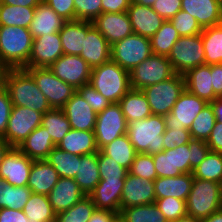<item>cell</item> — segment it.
Listing matches in <instances>:
<instances>
[{
    "label": "cell",
    "mask_w": 222,
    "mask_h": 222,
    "mask_svg": "<svg viewBox=\"0 0 222 222\" xmlns=\"http://www.w3.org/2000/svg\"><path fill=\"white\" fill-rule=\"evenodd\" d=\"M4 88L8 91L13 106L28 107L42 114L52 109L26 69H9L5 76Z\"/></svg>",
    "instance_id": "obj_1"
},
{
    "label": "cell",
    "mask_w": 222,
    "mask_h": 222,
    "mask_svg": "<svg viewBox=\"0 0 222 222\" xmlns=\"http://www.w3.org/2000/svg\"><path fill=\"white\" fill-rule=\"evenodd\" d=\"M28 28L0 26V59L9 69L24 68L32 50Z\"/></svg>",
    "instance_id": "obj_2"
},
{
    "label": "cell",
    "mask_w": 222,
    "mask_h": 222,
    "mask_svg": "<svg viewBox=\"0 0 222 222\" xmlns=\"http://www.w3.org/2000/svg\"><path fill=\"white\" fill-rule=\"evenodd\" d=\"M89 84L111 103H119L131 89L130 72L110 59L92 69Z\"/></svg>",
    "instance_id": "obj_3"
},
{
    "label": "cell",
    "mask_w": 222,
    "mask_h": 222,
    "mask_svg": "<svg viewBox=\"0 0 222 222\" xmlns=\"http://www.w3.org/2000/svg\"><path fill=\"white\" fill-rule=\"evenodd\" d=\"M165 131L164 116L152 114L146 119L128 123L126 134L137 153L154 155L164 150Z\"/></svg>",
    "instance_id": "obj_4"
},
{
    "label": "cell",
    "mask_w": 222,
    "mask_h": 222,
    "mask_svg": "<svg viewBox=\"0 0 222 222\" xmlns=\"http://www.w3.org/2000/svg\"><path fill=\"white\" fill-rule=\"evenodd\" d=\"M221 209L219 183L194 178L186 200L187 215L200 221Z\"/></svg>",
    "instance_id": "obj_5"
},
{
    "label": "cell",
    "mask_w": 222,
    "mask_h": 222,
    "mask_svg": "<svg viewBox=\"0 0 222 222\" xmlns=\"http://www.w3.org/2000/svg\"><path fill=\"white\" fill-rule=\"evenodd\" d=\"M185 89L183 75L174 74L171 78L142 89L153 115L166 116L171 113L180 94Z\"/></svg>",
    "instance_id": "obj_6"
},
{
    "label": "cell",
    "mask_w": 222,
    "mask_h": 222,
    "mask_svg": "<svg viewBox=\"0 0 222 222\" xmlns=\"http://www.w3.org/2000/svg\"><path fill=\"white\" fill-rule=\"evenodd\" d=\"M176 74L184 75L190 69L205 64V51L201 34L181 36L168 57Z\"/></svg>",
    "instance_id": "obj_7"
},
{
    "label": "cell",
    "mask_w": 222,
    "mask_h": 222,
    "mask_svg": "<svg viewBox=\"0 0 222 222\" xmlns=\"http://www.w3.org/2000/svg\"><path fill=\"white\" fill-rule=\"evenodd\" d=\"M152 54L150 38L135 33L111 45V60L128 72Z\"/></svg>",
    "instance_id": "obj_8"
},
{
    "label": "cell",
    "mask_w": 222,
    "mask_h": 222,
    "mask_svg": "<svg viewBox=\"0 0 222 222\" xmlns=\"http://www.w3.org/2000/svg\"><path fill=\"white\" fill-rule=\"evenodd\" d=\"M174 74L175 72L167 57L152 54L130 72V86L131 89L142 90L165 81Z\"/></svg>",
    "instance_id": "obj_9"
},
{
    "label": "cell",
    "mask_w": 222,
    "mask_h": 222,
    "mask_svg": "<svg viewBox=\"0 0 222 222\" xmlns=\"http://www.w3.org/2000/svg\"><path fill=\"white\" fill-rule=\"evenodd\" d=\"M23 69H26L32 75L51 108L61 109L77 91L74 87L55 76L49 68Z\"/></svg>",
    "instance_id": "obj_10"
},
{
    "label": "cell",
    "mask_w": 222,
    "mask_h": 222,
    "mask_svg": "<svg viewBox=\"0 0 222 222\" xmlns=\"http://www.w3.org/2000/svg\"><path fill=\"white\" fill-rule=\"evenodd\" d=\"M127 125L119 103H111L102 112L97 113L94 135L98 150L126 134Z\"/></svg>",
    "instance_id": "obj_11"
},
{
    "label": "cell",
    "mask_w": 222,
    "mask_h": 222,
    "mask_svg": "<svg viewBox=\"0 0 222 222\" xmlns=\"http://www.w3.org/2000/svg\"><path fill=\"white\" fill-rule=\"evenodd\" d=\"M43 114L28 107L13 106L2 137L10 147H17L41 125Z\"/></svg>",
    "instance_id": "obj_12"
},
{
    "label": "cell",
    "mask_w": 222,
    "mask_h": 222,
    "mask_svg": "<svg viewBox=\"0 0 222 222\" xmlns=\"http://www.w3.org/2000/svg\"><path fill=\"white\" fill-rule=\"evenodd\" d=\"M49 69L76 90L89 84L92 68L79 55L63 54Z\"/></svg>",
    "instance_id": "obj_13"
},
{
    "label": "cell",
    "mask_w": 222,
    "mask_h": 222,
    "mask_svg": "<svg viewBox=\"0 0 222 222\" xmlns=\"http://www.w3.org/2000/svg\"><path fill=\"white\" fill-rule=\"evenodd\" d=\"M208 102L190 93L187 89L180 94L171 113L164 116L166 129L171 127H184L189 129L198 113Z\"/></svg>",
    "instance_id": "obj_14"
},
{
    "label": "cell",
    "mask_w": 222,
    "mask_h": 222,
    "mask_svg": "<svg viewBox=\"0 0 222 222\" xmlns=\"http://www.w3.org/2000/svg\"><path fill=\"white\" fill-rule=\"evenodd\" d=\"M157 177H175L191 173L188 143L152 155Z\"/></svg>",
    "instance_id": "obj_15"
},
{
    "label": "cell",
    "mask_w": 222,
    "mask_h": 222,
    "mask_svg": "<svg viewBox=\"0 0 222 222\" xmlns=\"http://www.w3.org/2000/svg\"><path fill=\"white\" fill-rule=\"evenodd\" d=\"M34 160L22 153L17 147H10L0 164V178L14 186H27Z\"/></svg>",
    "instance_id": "obj_16"
},
{
    "label": "cell",
    "mask_w": 222,
    "mask_h": 222,
    "mask_svg": "<svg viewBox=\"0 0 222 222\" xmlns=\"http://www.w3.org/2000/svg\"><path fill=\"white\" fill-rule=\"evenodd\" d=\"M59 32L33 39L29 61L24 68H49L63 55Z\"/></svg>",
    "instance_id": "obj_17"
},
{
    "label": "cell",
    "mask_w": 222,
    "mask_h": 222,
    "mask_svg": "<svg viewBox=\"0 0 222 222\" xmlns=\"http://www.w3.org/2000/svg\"><path fill=\"white\" fill-rule=\"evenodd\" d=\"M155 201L154 181L128 172L122 189L121 210L131 206L153 204Z\"/></svg>",
    "instance_id": "obj_18"
},
{
    "label": "cell",
    "mask_w": 222,
    "mask_h": 222,
    "mask_svg": "<svg viewBox=\"0 0 222 222\" xmlns=\"http://www.w3.org/2000/svg\"><path fill=\"white\" fill-rule=\"evenodd\" d=\"M92 23L110 45L134 33L127 11L101 13Z\"/></svg>",
    "instance_id": "obj_19"
},
{
    "label": "cell",
    "mask_w": 222,
    "mask_h": 222,
    "mask_svg": "<svg viewBox=\"0 0 222 222\" xmlns=\"http://www.w3.org/2000/svg\"><path fill=\"white\" fill-rule=\"evenodd\" d=\"M61 109L69 120L71 129L94 131L97 113L92 110V107L78 91Z\"/></svg>",
    "instance_id": "obj_20"
},
{
    "label": "cell",
    "mask_w": 222,
    "mask_h": 222,
    "mask_svg": "<svg viewBox=\"0 0 222 222\" xmlns=\"http://www.w3.org/2000/svg\"><path fill=\"white\" fill-rule=\"evenodd\" d=\"M79 56L92 69L111 59V45L90 21H87V35L84 39V48Z\"/></svg>",
    "instance_id": "obj_21"
},
{
    "label": "cell",
    "mask_w": 222,
    "mask_h": 222,
    "mask_svg": "<svg viewBox=\"0 0 222 222\" xmlns=\"http://www.w3.org/2000/svg\"><path fill=\"white\" fill-rule=\"evenodd\" d=\"M124 183L125 179H101L89 195L96 209L110 210L120 214Z\"/></svg>",
    "instance_id": "obj_22"
},
{
    "label": "cell",
    "mask_w": 222,
    "mask_h": 222,
    "mask_svg": "<svg viewBox=\"0 0 222 222\" xmlns=\"http://www.w3.org/2000/svg\"><path fill=\"white\" fill-rule=\"evenodd\" d=\"M127 13L133 32L147 38H151L165 22V19L150 6H141L131 2Z\"/></svg>",
    "instance_id": "obj_23"
},
{
    "label": "cell",
    "mask_w": 222,
    "mask_h": 222,
    "mask_svg": "<svg viewBox=\"0 0 222 222\" xmlns=\"http://www.w3.org/2000/svg\"><path fill=\"white\" fill-rule=\"evenodd\" d=\"M86 196L72 178L60 177L48 194V199L56 214L68 210Z\"/></svg>",
    "instance_id": "obj_24"
},
{
    "label": "cell",
    "mask_w": 222,
    "mask_h": 222,
    "mask_svg": "<svg viewBox=\"0 0 222 222\" xmlns=\"http://www.w3.org/2000/svg\"><path fill=\"white\" fill-rule=\"evenodd\" d=\"M181 10L194 17L202 28L221 24L222 5L217 0H182Z\"/></svg>",
    "instance_id": "obj_25"
},
{
    "label": "cell",
    "mask_w": 222,
    "mask_h": 222,
    "mask_svg": "<svg viewBox=\"0 0 222 222\" xmlns=\"http://www.w3.org/2000/svg\"><path fill=\"white\" fill-rule=\"evenodd\" d=\"M185 89L208 103L219 98L213 91L211 65L203 64L190 69L184 75Z\"/></svg>",
    "instance_id": "obj_26"
},
{
    "label": "cell",
    "mask_w": 222,
    "mask_h": 222,
    "mask_svg": "<svg viewBox=\"0 0 222 222\" xmlns=\"http://www.w3.org/2000/svg\"><path fill=\"white\" fill-rule=\"evenodd\" d=\"M67 21L42 1L36 8L29 31L34 38L60 32Z\"/></svg>",
    "instance_id": "obj_27"
},
{
    "label": "cell",
    "mask_w": 222,
    "mask_h": 222,
    "mask_svg": "<svg viewBox=\"0 0 222 222\" xmlns=\"http://www.w3.org/2000/svg\"><path fill=\"white\" fill-rule=\"evenodd\" d=\"M193 179V173L180 174L175 177H157L154 180L156 199L172 196L186 201Z\"/></svg>",
    "instance_id": "obj_28"
},
{
    "label": "cell",
    "mask_w": 222,
    "mask_h": 222,
    "mask_svg": "<svg viewBox=\"0 0 222 222\" xmlns=\"http://www.w3.org/2000/svg\"><path fill=\"white\" fill-rule=\"evenodd\" d=\"M58 172L46 160L34 161L27 186L35 194L48 195L59 180Z\"/></svg>",
    "instance_id": "obj_29"
},
{
    "label": "cell",
    "mask_w": 222,
    "mask_h": 222,
    "mask_svg": "<svg viewBox=\"0 0 222 222\" xmlns=\"http://www.w3.org/2000/svg\"><path fill=\"white\" fill-rule=\"evenodd\" d=\"M55 146L51 135L47 133V128L40 125L28 135L18 149L32 160L37 161L46 160Z\"/></svg>",
    "instance_id": "obj_30"
},
{
    "label": "cell",
    "mask_w": 222,
    "mask_h": 222,
    "mask_svg": "<svg viewBox=\"0 0 222 222\" xmlns=\"http://www.w3.org/2000/svg\"><path fill=\"white\" fill-rule=\"evenodd\" d=\"M56 147L60 150L79 156L98 152L94 131L71 129Z\"/></svg>",
    "instance_id": "obj_31"
},
{
    "label": "cell",
    "mask_w": 222,
    "mask_h": 222,
    "mask_svg": "<svg viewBox=\"0 0 222 222\" xmlns=\"http://www.w3.org/2000/svg\"><path fill=\"white\" fill-rule=\"evenodd\" d=\"M74 180L81 191L86 196H89L101 180L97 152L88 155H78V168Z\"/></svg>",
    "instance_id": "obj_32"
},
{
    "label": "cell",
    "mask_w": 222,
    "mask_h": 222,
    "mask_svg": "<svg viewBox=\"0 0 222 222\" xmlns=\"http://www.w3.org/2000/svg\"><path fill=\"white\" fill-rule=\"evenodd\" d=\"M63 53L80 55L87 35V21H67L59 32Z\"/></svg>",
    "instance_id": "obj_33"
},
{
    "label": "cell",
    "mask_w": 222,
    "mask_h": 222,
    "mask_svg": "<svg viewBox=\"0 0 222 222\" xmlns=\"http://www.w3.org/2000/svg\"><path fill=\"white\" fill-rule=\"evenodd\" d=\"M127 124L146 119L152 115L149 103L142 90L130 89L119 101Z\"/></svg>",
    "instance_id": "obj_34"
},
{
    "label": "cell",
    "mask_w": 222,
    "mask_h": 222,
    "mask_svg": "<svg viewBox=\"0 0 222 222\" xmlns=\"http://www.w3.org/2000/svg\"><path fill=\"white\" fill-rule=\"evenodd\" d=\"M23 212L30 222H55L57 214L49 202L48 195L32 193Z\"/></svg>",
    "instance_id": "obj_35"
},
{
    "label": "cell",
    "mask_w": 222,
    "mask_h": 222,
    "mask_svg": "<svg viewBox=\"0 0 222 222\" xmlns=\"http://www.w3.org/2000/svg\"><path fill=\"white\" fill-rule=\"evenodd\" d=\"M100 151L108 157L113 158L128 171L131 168L135 155L137 154L127 134L114 139L111 143L102 147Z\"/></svg>",
    "instance_id": "obj_36"
},
{
    "label": "cell",
    "mask_w": 222,
    "mask_h": 222,
    "mask_svg": "<svg viewBox=\"0 0 222 222\" xmlns=\"http://www.w3.org/2000/svg\"><path fill=\"white\" fill-rule=\"evenodd\" d=\"M205 64H222V25L203 28L201 33Z\"/></svg>",
    "instance_id": "obj_37"
},
{
    "label": "cell",
    "mask_w": 222,
    "mask_h": 222,
    "mask_svg": "<svg viewBox=\"0 0 222 222\" xmlns=\"http://www.w3.org/2000/svg\"><path fill=\"white\" fill-rule=\"evenodd\" d=\"M31 194L32 190L28 186L10 185L3 178H0V209L23 210Z\"/></svg>",
    "instance_id": "obj_38"
},
{
    "label": "cell",
    "mask_w": 222,
    "mask_h": 222,
    "mask_svg": "<svg viewBox=\"0 0 222 222\" xmlns=\"http://www.w3.org/2000/svg\"><path fill=\"white\" fill-rule=\"evenodd\" d=\"M35 8L0 4V26L29 28Z\"/></svg>",
    "instance_id": "obj_39"
},
{
    "label": "cell",
    "mask_w": 222,
    "mask_h": 222,
    "mask_svg": "<svg viewBox=\"0 0 222 222\" xmlns=\"http://www.w3.org/2000/svg\"><path fill=\"white\" fill-rule=\"evenodd\" d=\"M41 126L47 128V133L51 135L55 145L71 130L69 120L63 110L56 108H52L43 114Z\"/></svg>",
    "instance_id": "obj_40"
},
{
    "label": "cell",
    "mask_w": 222,
    "mask_h": 222,
    "mask_svg": "<svg viewBox=\"0 0 222 222\" xmlns=\"http://www.w3.org/2000/svg\"><path fill=\"white\" fill-rule=\"evenodd\" d=\"M180 38L169 20H165L162 27L150 38L151 49L154 55L168 57L172 47Z\"/></svg>",
    "instance_id": "obj_41"
},
{
    "label": "cell",
    "mask_w": 222,
    "mask_h": 222,
    "mask_svg": "<svg viewBox=\"0 0 222 222\" xmlns=\"http://www.w3.org/2000/svg\"><path fill=\"white\" fill-rule=\"evenodd\" d=\"M46 161L58 172L59 177L75 178L78 168V155L60 150L55 146Z\"/></svg>",
    "instance_id": "obj_42"
},
{
    "label": "cell",
    "mask_w": 222,
    "mask_h": 222,
    "mask_svg": "<svg viewBox=\"0 0 222 222\" xmlns=\"http://www.w3.org/2000/svg\"><path fill=\"white\" fill-rule=\"evenodd\" d=\"M120 215L127 222H168L155 203L123 208Z\"/></svg>",
    "instance_id": "obj_43"
},
{
    "label": "cell",
    "mask_w": 222,
    "mask_h": 222,
    "mask_svg": "<svg viewBox=\"0 0 222 222\" xmlns=\"http://www.w3.org/2000/svg\"><path fill=\"white\" fill-rule=\"evenodd\" d=\"M216 123L213 107L208 103L193 120L190 128V135L192 139L207 141L212 129Z\"/></svg>",
    "instance_id": "obj_44"
},
{
    "label": "cell",
    "mask_w": 222,
    "mask_h": 222,
    "mask_svg": "<svg viewBox=\"0 0 222 222\" xmlns=\"http://www.w3.org/2000/svg\"><path fill=\"white\" fill-rule=\"evenodd\" d=\"M193 177L219 183L222 177V153L209 151L206 158L193 170Z\"/></svg>",
    "instance_id": "obj_45"
},
{
    "label": "cell",
    "mask_w": 222,
    "mask_h": 222,
    "mask_svg": "<svg viewBox=\"0 0 222 222\" xmlns=\"http://www.w3.org/2000/svg\"><path fill=\"white\" fill-rule=\"evenodd\" d=\"M96 206L89 196H84L68 210L57 214L55 222H88Z\"/></svg>",
    "instance_id": "obj_46"
},
{
    "label": "cell",
    "mask_w": 222,
    "mask_h": 222,
    "mask_svg": "<svg viewBox=\"0 0 222 222\" xmlns=\"http://www.w3.org/2000/svg\"><path fill=\"white\" fill-rule=\"evenodd\" d=\"M155 204L168 222H173L187 215L186 201L172 196L156 199Z\"/></svg>",
    "instance_id": "obj_47"
},
{
    "label": "cell",
    "mask_w": 222,
    "mask_h": 222,
    "mask_svg": "<svg viewBox=\"0 0 222 222\" xmlns=\"http://www.w3.org/2000/svg\"><path fill=\"white\" fill-rule=\"evenodd\" d=\"M179 36H195L201 34L203 28L197 20L187 12L180 10L174 17L169 19Z\"/></svg>",
    "instance_id": "obj_48"
},
{
    "label": "cell",
    "mask_w": 222,
    "mask_h": 222,
    "mask_svg": "<svg viewBox=\"0 0 222 222\" xmlns=\"http://www.w3.org/2000/svg\"><path fill=\"white\" fill-rule=\"evenodd\" d=\"M98 168L101 179H125L128 170L117 163L113 158L97 152Z\"/></svg>",
    "instance_id": "obj_49"
},
{
    "label": "cell",
    "mask_w": 222,
    "mask_h": 222,
    "mask_svg": "<svg viewBox=\"0 0 222 222\" xmlns=\"http://www.w3.org/2000/svg\"><path fill=\"white\" fill-rule=\"evenodd\" d=\"M130 174L154 181L157 178L153 156L146 153H137L131 168Z\"/></svg>",
    "instance_id": "obj_50"
},
{
    "label": "cell",
    "mask_w": 222,
    "mask_h": 222,
    "mask_svg": "<svg viewBox=\"0 0 222 222\" xmlns=\"http://www.w3.org/2000/svg\"><path fill=\"white\" fill-rule=\"evenodd\" d=\"M75 20L92 22L102 13V0H74Z\"/></svg>",
    "instance_id": "obj_51"
},
{
    "label": "cell",
    "mask_w": 222,
    "mask_h": 222,
    "mask_svg": "<svg viewBox=\"0 0 222 222\" xmlns=\"http://www.w3.org/2000/svg\"><path fill=\"white\" fill-rule=\"evenodd\" d=\"M191 139L190 131L184 127H171L170 129H166L163 134L164 150L187 144Z\"/></svg>",
    "instance_id": "obj_52"
},
{
    "label": "cell",
    "mask_w": 222,
    "mask_h": 222,
    "mask_svg": "<svg viewBox=\"0 0 222 222\" xmlns=\"http://www.w3.org/2000/svg\"><path fill=\"white\" fill-rule=\"evenodd\" d=\"M96 113L102 112L111 102L101 93L95 90L90 84L83 85L77 90Z\"/></svg>",
    "instance_id": "obj_53"
},
{
    "label": "cell",
    "mask_w": 222,
    "mask_h": 222,
    "mask_svg": "<svg viewBox=\"0 0 222 222\" xmlns=\"http://www.w3.org/2000/svg\"><path fill=\"white\" fill-rule=\"evenodd\" d=\"M191 158H189L191 173L206 158L210 151L206 142L198 139H191L188 143Z\"/></svg>",
    "instance_id": "obj_54"
},
{
    "label": "cell",
    "mask_w": 222,
    "mask_h": 222,
    "mask_svg": "<svg viewBox=\"0 0 222 222\" xmlns=\"http://www.w3.org/2000/svg\"><path fill=\"white\" fill-rule=\"evenodd\" d=\"M182 0H157L152 8L165 20L174 17L181 10Z\"/></svg>",
    "instance_id": "obj_55"
},
{
    "label": "cell",
    "mask_w": 222,
    "mask_h": 222,
    "mask_svg": "<svg viewBox=\"0 0 222 222\" xmlns=\"http://www.w3.org/2000/svg\"><path fill=\"white\" fill-rule=\"evenodd\" d=\"M66 21L75 20L74 0H43Z\"/></svg>",
    "instance_id": "obj_56"
},
{
    "label": "cell",
    "mask_w": 222,
    "mask_h": 222,
    "mask_svg": "<svg viewBox=\"0 0 222 222\" xmlns=\"http://www.w3.org/2000/svg\"><path fill=\"white\" fill-rule=\"evenodd\" d=\"M13 104L10 100L8 91L5 88L0 89V136L3 137L12 111Z\"/></svg>",
    "instance_id": "obj_57"
},
{
    "label": "cell",
    "mask_w": 222,
    "mask_h": 222,
    "mask_svg": "<svg viewBox=\"0 0 222 222\" xmlns=\"http://www.w3.org/2000/svg\"><path fill=\"white\" fill-rule=\"evenodd\" d=\"M206 144L210 151L222 153V122L216 121Z\"/></svg>",
    "instance_id": "obj_58"
},
{
    "label": "cell",
    "mask_w": 222,
    "mask_h": 222,
    "mask_svg": "<svg viewBox=\"0 0 222 222\" xmlns=\"http://www.w3.org/2000/svg\"><path fill=\"white\" fill-rule=\"evenodd\" d=\"M132 0H102V13L126 12Z\"/></svg>",
    "instance_id": "obj_59"
},
{
    "label": "cell",
    "mask_w": 222,
    "mask_h": 222,
    "mask_svg": "<svg viewBox=\"0 0 222 222\" xmlns=\"http://www.w3.org/2000/svg\"><path fill=\"white\" fill-rule=\"evenodd\" d=\"M0 222H30L23 210L1 208Z\"/></svg>",
    "instance_id": "obj_60"
},
{
    "label": "cell",
    "mask_w": 222,
    "mask_h": 222,
    "mask_svg": "<svg viewBox=\"0 0 222 222\" xmlns=\"http://www.w3.org/2000/svg\"><path fill=\"white\" fill-rule=\"evenodd\" d=\"M212 87L214 93L222 97V64L211 65Z\"/></svg>",
    "instance_id": "obj_61"
},
{
    "label": "cell",
    "mask_w": 222,
    "mask_h": 222,
    "mask_svg": "<svg viewBox=\"0 0 222 222\" xmlns=\"http://www.w3.org/2000/svg\"><path fill=\"white\" fill-rule=\"evenodd\" d=\"M118 214L110 210L95 209L88 222H113Z\"/></svg>",
    "instance_id": "obj_62"
},
{
    "label": "cell",
    "mask_w": 222,
    "mask_h": 222,
    "mask_svg": "<svg viewBox=\"0 0 222 222\" xmlns=\"http://www.w3.org/2000/svg\"><path fill=\"white\" fill-rule=\"evenodd\" d=\"M42 0H2L0 4L21 6V7H37Z\"/></svg>",
    "instance_id": "obj_63"
},
{
    "label": "cell",
    "mask_w": 222,
    "mask_h": 222,
    "mask_svg": "<svg viewBox=\"0 0 222 222\" xmlns=\"http://www.w3.org/2000/svg\"><path fill=\"white\" fill-rule=\"evenodd\" d=\"M213 107L216 121L222 122V97L210 102Z\"/></svg>",
    "instance_id": "obj_64"
},
{
    "label": "cell",
    "mask_w": 222,
    "mask_h": 222,
    "mask_svg": "<svg viewBox=\"0 0 222 222\" xmlns=\"http://www.w3.org/2000/svg\"><path fill=\"white\" fill-rule=\"evenodd\" d=\"M9 68L0 59V89L4 88L5 76Z\"/></svg>",
    "instance_id": "obj_65"
},
{
    "label": "cell",
    "mask_w": 222,
    "mask_h": 222,
    "mask_svg": "<svg viewBox=\"0 0 222 222\" xmlns=\"http://www.w3.org/2000/svg\"><path fill=\"white\" fill-rule=\"evenodd\" d=\"M200 222H222V209L213 213L206 219L200 220Z\"/></svg>",
    "instance_id": "obj_66"
},
{
    "label": "cell",
    "mask_w": 222,
    "mask_h": 222,
    "mask_svg": "<svg viewBox=\"0 0 222 222\" xmlns=\"http://www.w3.org/2000/svg\"><path fill=\"white\" fill-rule=\"evenodd\" d=\"M9 144L0 136V164L2 162L3 156L9 150Z\"/></svg>",
    "instance_id": "obj_67"
},
{
    "label": "cell",
    "mask_w": 222,
    "mask_h": 222,
    "mask_svg": "<svg viewBox=\"0 0 222 222\" xmlns=\"http://www.w3.org/2000/svg\"><path fill=\"white\" fill-rule=\"evenodd\" d=\"M157 0H132V3L141 5V6H150L152 7L153 4L156 2Z\"/></svg>",
    "instance_id": "obj_68"
},
{
    "label": "cell",
    "mask_w": 222,
    "mask_h": 222,
    "mask_svg": "<svg viewBox=\"0 0 222 222\" xmlns=\"http://www.w3.org/2000/svg\"><path fill=\"white\" fill-rule=\"evenodd\" d=\"M173 222H200V221L195 219V218H193L190 215H186V216H183V217H181L178 220L173 221Z\"/></svg>",
    "instance_id": "obj_69"
},
{
    "label": "cell",
    "mask_w": 222,
    "mask_h": 222,
    "mask_svg": "<svg viewBox=\"0 0 222 222\" xmlns=\"http://www.w3.org/2000/svg\"><path fill=\"white\" fill-rule=\"evenodd\" d=\"M113 222H127V221L120 214H118Z\"/></svg>",
    "instance_id": "obj_70"
},
{
    "label": "cell",
    "mask_w": 222,
    "mask_h": 222,
    "mask_svg": "<svg viewBox=\"0 0 222 222\" xmlns=\"http://www.w3.org/2000/svg\"><path fill=\"white\" fill-rule=\"evenodd\" d=\"M219 188H220V196H221V199H222V177H221L220 182H219Z\"/></svg>",
    "instance_id": "obj_71"
}]
</instances>
